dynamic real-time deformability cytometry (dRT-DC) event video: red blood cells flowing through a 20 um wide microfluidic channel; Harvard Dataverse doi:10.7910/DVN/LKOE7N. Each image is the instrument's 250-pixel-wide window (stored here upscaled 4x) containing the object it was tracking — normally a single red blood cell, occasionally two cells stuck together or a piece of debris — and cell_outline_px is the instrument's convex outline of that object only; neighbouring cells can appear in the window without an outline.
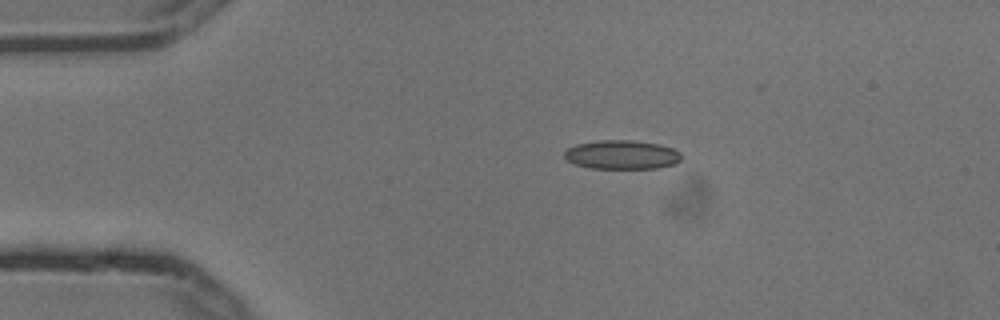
{"species": "common noctule bat (a hibernating species)", "species_latin": "Nyctalus noctula", "temperature_condition": "cold", "stored_images_in_passage": 3, "camera_frame_rate_fps": 3000, "um_per_image_px": 0.085, "animal": {"sex": "male", "body_mass_g": 13.3}, "frame": {"image": 1, "passage_image": 2, "time_ms": 0.333, "image_size_px": [1000, 320], "cell_outline_px": [[680, 160], [676, 164], [656, 168], [592, 168], [576, 164], [568, 160], [564, 156], [564, 152], [568, 148], [576, 144], [600, 140], [628, 140], [660, 144], [672, 148], [680, 152]], "centroid_in_image_um": [52.87, 13.14], "position_along_channel_um": 32.1, "area_um2": 19.59}}